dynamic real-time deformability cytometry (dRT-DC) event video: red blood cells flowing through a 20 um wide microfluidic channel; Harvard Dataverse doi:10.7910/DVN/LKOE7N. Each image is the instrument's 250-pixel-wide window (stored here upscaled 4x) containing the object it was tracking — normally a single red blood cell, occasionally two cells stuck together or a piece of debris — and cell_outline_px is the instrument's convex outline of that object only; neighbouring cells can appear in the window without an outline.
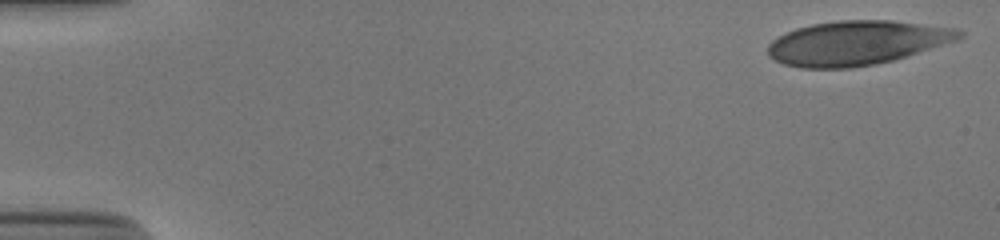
{"species": "human", "species_latin": "Homo sapiens", "temperature_condition": "cold", "stored_images_in_passage": 43, "camera_frame_rate_fps": 3000, "um_per_image_px": 0.085, "donor": {"sex": "male"}, "frame": {"image": 1, "passage_image": 1, "time_ms": 0.0, "image_size_px": [1000, 240], "cell_outline_px": [[964, 36], [960, 40], [892, 60], [852, 68], [800, 68], [784, 64], [768, 56], [768, 44], [772, 40], [796, 28], [812, 24], [840, 20], [892, 20], [960, 28], [964, 32]], "centroid_in_image_um": [72.88, 3.64], "position_along_channel_um": 12.1, "area_um2": 49.53}}
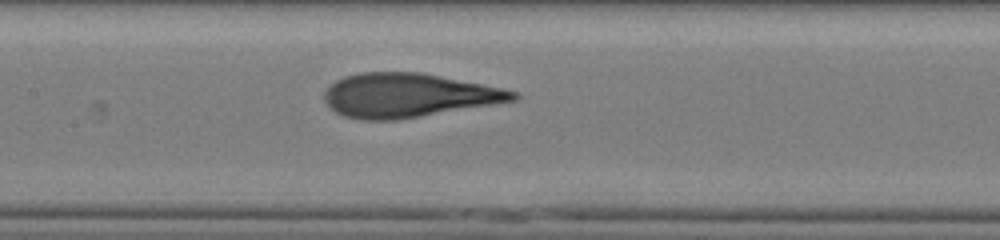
{"frame": {"image": 2, "passage_image": 25, "time_ms": 8.0, "image_size_px": [1000, 240], "cell_outline_px": [[520, 96], [516, 100], [396, 120], [360, 120], [344, 116], [336, 112], [324, 100], [324, 92], [336, 80], [344, 76], [360, 72], [420, 72], [504, 88], [516, 92]], "centroid_in_image_um": [34.68, 8.1], "position_along_channel_um": 172.7, "area_um2": 48.03}}
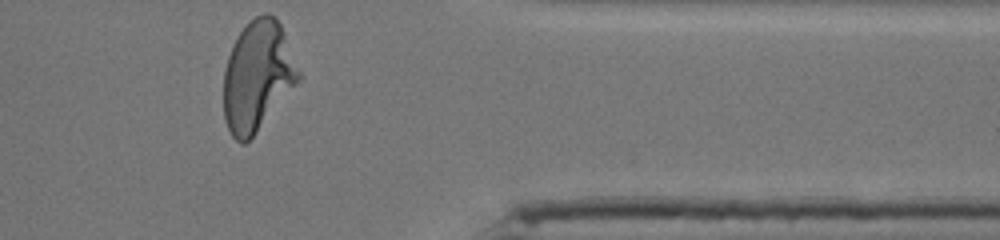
{"frame": {"image": 3, "passage_image": 43, "time_ms": 14.0, "image_size_px": [1000, 240], "cell_outline_px": [[304, 76], [256, 132], [244, 144], [240, 144], [232, 136], [224, 120], [224, 68], [232, 44], [240, 32], [256, 16], [264, 12], [268, 12], [280, 24]], "centroid_in_image_um": [21.91, 6.47], "position_along_channel_um": 389.5, "area_um2": 48.09}, "authors_computed_cell_mechanics": {"area_um2": 48.6676, "velocity_mm_per_s": 3.8567, "shape_relaxation_time_tau1_ms": 5.8195, "shape_relaxation_time_tau2_ms": 0.8563, "deformation_change_tau1": 0.2675, "deformation_change_tau2": 0.0885}}